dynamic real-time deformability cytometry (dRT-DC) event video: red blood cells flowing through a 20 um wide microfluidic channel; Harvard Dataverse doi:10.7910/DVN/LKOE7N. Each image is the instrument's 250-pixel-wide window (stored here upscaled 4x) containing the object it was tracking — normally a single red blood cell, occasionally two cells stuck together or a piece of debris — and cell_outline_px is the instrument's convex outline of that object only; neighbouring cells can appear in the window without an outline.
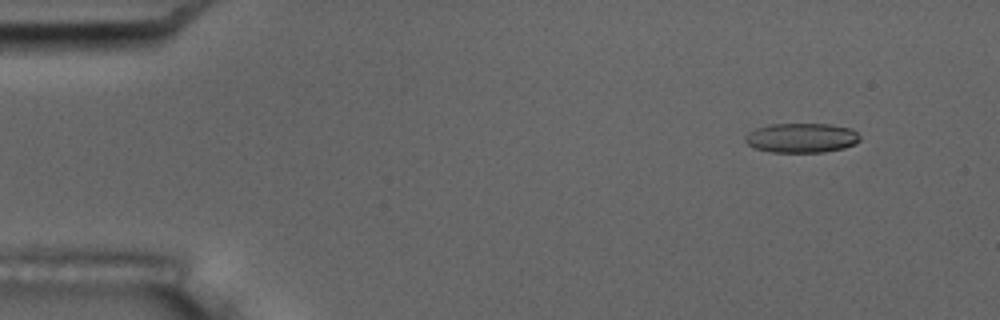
{"species": "common noctule bat (a hibernating species)", "species_latin": "Nyctalus noctula", "temperature_condition": "room temperature", "stored_images_in_passage": 6, "camera_frame_rate_fps": 3000, "um_per_image_px": 0.085, "animal": {"sex": "male", "body_mass_g": 17.5, "forearm_length_mm": 52.3}, "frame": {"image": 1, "passage_image": 2, "time_ms": 1.333, "image_size_px": [1000, 320], "cell_outline_px": [[860, 140], [856, 144], [844, 148], [824, 152], [772, 152], [756, 148], [748, 144], [744, 140], [744, 136], [748, 132], [756, 128], [772, 124], [832, 124], [852, 128], [860, 136]], "centroid_in_image_um": [68.16, 11.71], "position_along_channel_um": 16.8, "area_um2": 19.88}}